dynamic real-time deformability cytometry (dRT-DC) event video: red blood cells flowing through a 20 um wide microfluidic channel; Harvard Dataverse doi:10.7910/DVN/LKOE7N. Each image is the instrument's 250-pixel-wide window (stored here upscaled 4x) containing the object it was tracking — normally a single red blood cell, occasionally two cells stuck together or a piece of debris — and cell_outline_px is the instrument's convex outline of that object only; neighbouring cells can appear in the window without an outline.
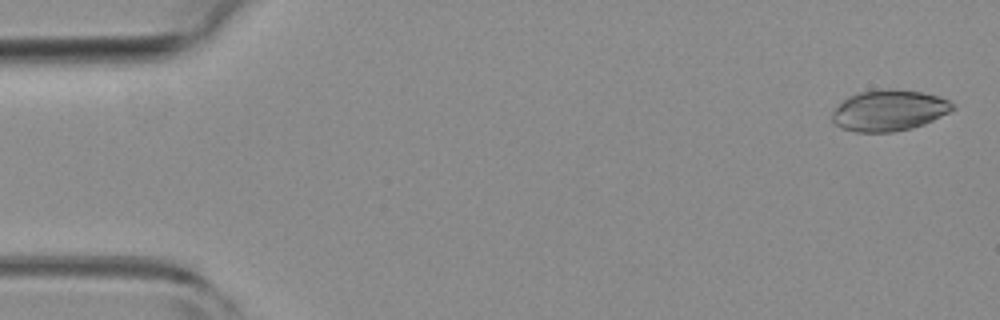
{"species": "common noctule bat (a hibernating species)", "species_latin": "Nyctalus noctula", "temperature_condition": "room temperature", "stored_images_in_passage": 5, "camera_frame_rate_fps": 3000, "um_per_image_px": 0.085, "animal": {"sex": "female", "body_mass_g": 19.3, "forearm_length_mm": 54.1}, "frame": {"image": 1, "passage_image": 1, "time_ms": 0.0, "image_size_px": [1000, 320], "cell_outline_px": [[956, 108], [924, 124], [912, 128], [892, 132], [856, 132], [840, 128], [832, 120], [832, 112], [848, 96], [860, 92], [880, 88], [892, 88], [920, 92], [940, 96], [948, 100]], "centroid_in_image_um": [75.55, 9.38], "position_along_channel_um": 9.4, "area_um2": 28.78}}
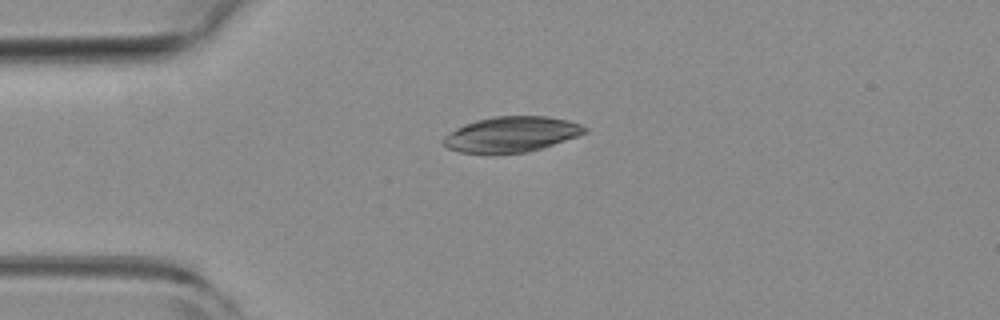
{"frame": {"image": 2, "passage_image": 4, "time_ms": 1.0, "image_size_px": [1000, 320], "cell_outline_px": [[588, 132], [540, 148], [524, 152], [460, 152], [448, 148], [440, 140], [448, 132], [464, 124], [476, 120], [496, 116], [548, 116], [568, 120], [580, 124], [588, 128]], "centroid_in_image_um": [43.45, 11.39], "position_along_channel_um": 41.6, "area_um2": 28.73}}